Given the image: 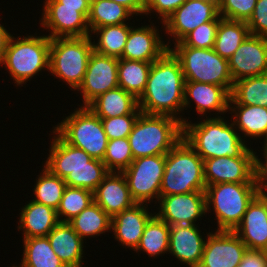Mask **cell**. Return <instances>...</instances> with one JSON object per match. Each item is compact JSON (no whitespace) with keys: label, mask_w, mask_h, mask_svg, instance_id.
<instances>
[{"label":"cell","mask_w":267,"mask_h":267,"mask_svg":"<svg viewBox=\"0 0 267 267\" xmlns=\"http://www.w3.org/2000/svg\"><path fill=\"white\" fill-rule=\"evenodd\" d=\"M184 84L181 63L168 49L152 62L145 89L138 98L139 109L146 114L175 117L183 125L188 121L180 115L184 112Z\"/></svg>","instance_id":"obj_1"},{"label":"cell","mask_w":267,"mask_h":267,"mask_svg":"<svg viewBox=\"0 0 267 267\" xmlns=\"http://www.w3.org/2000/svg\"><path fill=\"white\" fill-rule=\"evenodd\" d=\"M183 139L203 160L238 157L248 148L247 141L225 116L202 118L198 123L186 121Z\"/></svg>","instance_id":"obj_2"},{"label":"cell","mask_w":267,"mask_h":267,"mask_svg":"<svg viewBox=\"0 0 267 267\" xmlns=\"http://www.w3.org/2000/svg\"><path fill=\"white\" fill-rule=\"evenodd\" d=\"M181 139L183 125L169 115L140 113L128 136L134 159L166 155Z\"/></svg>","instance_id":"obj_3"},{"label":"cell","mask_w":267,"mask_h":267,"mask_svg":"<svg viewBox=\"0 0 267 267\" xmlns=\"http://www.w3.org/2000/svg\"><path fill=\"white\" fill-rule=\"evenodd\" d=\"M203 159L181 139L166 155L160 196L205 191Z\"/></svg>","instance_id":"obj_4"},{"label":"cell","mask_w":267,"mask_h":267,"mask_svg":"<svg viewBox=\"0 0 267 267\" xmlns=\"http://www.w3.org/2000/svg\"><path fill=\"white\" fill-rule=\"evenodd\" d=\"M51 38L47 35H12L0 66H5L16 86L31 80L43 70L49 72Z\"/></svg>","instance_id":"obj_5"},{"label":"cell","mask_w":267,"mask_h":267,"mask_svg":"<svg viewBox=\"0 0 267 267\" xmlns=\"http://www.w3.org/2000/svg\"><path fill=\"white\" fill-rule=\"evenodd\" d=\"M259 192L257 183L226 182L206 186V213H215L216 230L233 231L241 223L248 204Z\"/></svg>","instance_id":"obj_6"},{"label":"cell","mask_w":267,"mask_h":267,"mask_svg":"<svg viewBox=\"0 0 267 267\" xmlns=\"http://www.w3.org/2000/svg\"><path fill=\"white\" fill-rule=\"evenodd\" d=\"M93 36L51 39L49 73L76 91L84 79L91 53Z\"/></svg>","instance_id":"obj_7"},{"label":"cell","mask_w":267,"mask_h":267,"mask_svg":"<svg viewBox=\"0 0 267 267\" xmlns=\"http://www.w3.org/2000/svg\"><path fill=\"white\" fill-rule=\"evenodd\" d=\"M53 129L70 145L84 150L92 158L103 160L108 144L101 118L88 106H80Z\"/></svg>","instance_id":"obj_8"},{"label":"cell","mask_w":267,"mask_h":267,"mask_svg":"<svg viewBox=\"0 0 267 267\" xmlns=\"http://www.w3.org/2000/svg\"><path fill=\"white\" fill-rule=\"evenodd\" d=\"M169 49L179 59L185 81L223 86L231 93L234 81L228 60L217 54L213 48L174 46Z\"/></svg>","instance_id":"obj_9"},{"label":"cell","mask_w":267,"mask_h":267,"mask_svg":"<svg viewBox=\"0 0 267 267\" xmlns=\"http://www.w3.org/2000/svg\"><path fill=\"white\" fill-rule=\"evenodd\" d=\"M164 170L165 155H154L134 159L122 172L136 203L151 204L153 199L159 200Z\"/></svg>","instance_id":"obj_10"},{"label":"cell","mask_w":267,"mask_h":267,"mask_svg":"<svg viewBox=\"0 0 267 267\" xmlns=\"http://www.w3.org/2000/svg\"><path fill=\"white\" fill-rule=\"evenodd\" d=\"M40 26L51 39L58 37H84L90 35L87 23L90 7L64 6L57 0H45Z\"/></svg>","instance_id":"obj_11"},{"label":"cell","mask_w":267,"mask_h":267,"mask_svg":"<svg viewBox=\"0 0 267 267\" xmlns=\"http://www.w3.org/2000/svg\"><path fill=\"white\" fill-rule=\"evenodd\" d=\"M255 152L250 146L238 157H215L203 160L206 186L218 183H256Z\"/></svg>","instance_id":"obj_12"},{"label":"cell","mask_w":267,"mask_h":267,"mask_svg":"<svg viewBox=\"0 0 267 267\" xmlns=\"http://www.w3.org/2000/svg\"><path fill=\"white\" fill-rule=\"evenodd\" d=\"M220 17L217 3L208 0H186L163 22L161 28L164 27V34H169L174 43H179L199 25L219 21Z\"/></svg>","instance_id":"obj_13"},{"label":"cell","mask_w":267,"mask_h":267,"mask_svg":"<svg viewBox=\"0 0 267 267\" xmlns=\"http://www.w3.org/2000/svg\"><path fill=\"white\" fill-rule=\"evenodd\" d=\"M118 87V58L93 51L89 57L83 82L78 87L83 104L88 106L105 92Z\"/></svg>","instance_id":"obj_14"},{"label":"cell","mask_w":267,"mask_h":267,"mask_svg":"<svg viewBox=\"0 0 267 267\" xmlns=\"http://www.w3.org/2000/svg\"><path fill=\"white\" fill-rule=\"evenodd\" d=\"M158 204L159 211L154 214L170 226L196 225L198 219L207 215L205 191L160 196Z\"/></svg>","instance_id":"obj_15"},{"label":"cell","mask_w":267,"mask_h":267,"mask_svg":"<svg viewBox=\"0 0 267 267\" xmlns=\"http://www.w3.org/2000/svg\"><path fill=\"white\" fill-rule=\"evenodd\" d=\"M198 267H239L248 249L234 231L209 232Z\"/></svg>","instance_id":"obj_16"},{"label":"cell","mask_w":267,"mask_h":267,"mask_svg":"<svg viewBox=\"0 0 267 267\" xmlns=\"http://www.w3.org/2000/svg\"><path fill=\"white\" fill-rule=\"evenodd\" d=\"M233 81L267 74V38L249 35L228 60Z\"/></svg>","instance_id":"obj_17"},{"label":"cell","mask_w":267,"mask_h":267,"mask_svg":"<svg viewBox=\"0 0 267 267\" xmlns=\"http://www.w3.org/2000/svg\"><path fill=\"white\" fill-rule=\"evenodd\" d=\"M159 29L150 25L136 26L130 29L121 58L143 62H154L169 48L171 42H164ZM170 44V45H169Z\"/></svg>","instance_id":"obj_18"},{"label":"cell","mask_w":267,"mask_h":267,"mask_svg":"<svg viewBox=\"0 0 267 267\" xmlns=\"http://www.w3.org/2000/svg\"><path fill=\"white\" fill-rule=\"evenodd\" d=\"M250 250L267 248V194L259 192L248 204L241 223L233 230Z\"/></svg>","instance_id":"obj_19"},{"label":"cell","mask_w":267,"mask_h":267,"mask_svg":"<svg viewBox=\"0 0 267 267\" xmlns=\"http://www.w3.org/2000/svg\"><path fill=\"white\" fill-rule=\"evenodd\" d=\"M44 163L52 174L65 179L73 170L93 169V158L84 150L68 144L55 130Z\"/></svg>","instance_id":"obj_20"},{"label":"cell","mask_w":267,"mask_h":267,"mask_svg":"<svg viewBox=\"0 0 267 267\" xmlns=\"http://www.w3.org/2000/svg\"><path fill=\"white\" fill-rule=\"evenodd\" d=\"M191 99L196 104L194 107L198 115L209 117L207 114L213 111L216 112L215 117H221L220 115L224 116L228 112L230 92L219 85L185 81L184 110L190 109Z\"/></svg>","instance_id":"obj_21"},{"label":"cell","mask_w":267,"mask_h":267,"mask_svg":"<svg viewBox=\"0 0 267 267\" xmlns=\"http://www.w3.org/2000/svg\"><path fill=\"white\" fill-rule=\"evenodd\" d=\"M200 229L197 225L189 224L170 226L168 254L187 267H198L206 242V236L201 235Z\"/></svg>","instance_id":"obj_22"},{"label":"cell","mask_w":267,"mask_h":267,"mask_svg":"<svg viewBox=\"0 0 267 267\" xmlns=\"http://www.w3.org/2000/svg\"><path fill=\"white\" fill-rule=\"evenodd\" d=\"M148 205L136 203L129 209L111 217V232L123 247L136 250L143 235L144 227L154 212L148 211Z\"/></svg>","instance_id":"obj_23"},{"label":"cell","mask_w":267,"mask_h":267,"mask_svg":"<svg viewBox=\"0 0 267 267\" xmlns=\"http://www.w3.org/2000/svg\"><path fill=\"white\" fill-rule=\"evenodd\" d=\"M93 198L110 217L136 204L122 172H109L93 192Z\"/></svg>","instance_id":"obj_24"},{"label":"cell","mask_w":267,"mask_h":267,"mask_svg":"<svg viewBox=\"0 0 267 267\" xmlns=\"http://www.w3.org/2000/svg\"><path fill=\"white\" fill-rule=\"evenodd\" d=\"M53 251L67 267H82L84 240L68 222H59L47 235Z\"/></svg>","instance_id":"obj_25"},{"label":"cell","mask_w":267,"mask_h":267,"mask_svg":"<svg viewBox=\"0 0 267 267\" xmlns=\"http://www.w3.org/2000/svg\"><path fill=\"white\" fill-rule=\"evenodd\" d=\"M17 229L23 238L47 236L60 222L57 211L33 200L21 207Z\"/></svg>","instance_id":"obj_26"},{"label":"cell","mask_w":267,"mask_h":267,"mask_svg":"<svg viewBox=\"0 0 267 267\" xmlns=\"http://www.w3.org/2000/svg\"><path fill=\"white\" fill-rule=\"evenodd\" d=\"M88 108L99 118L141 113L138 99L119 86L99 95Z\"/></svg>","instance_id":"obj_27"},{"label":"cell","mask_w":267,"mask_h":267,"mask_svg":"<svg viewBox=\"0 0 267 267\" xmlns=\"http://www.w3.org/2000/svg\"><path fill=\"white\" fill-rule=\"evenodd\" d=\"M233 105V106H232ZM228 111L233 117L230 120L234 127L244 136L256 140H267V108L257 105L229 104ZM234 115H233V114Z\"/></svg>","instance_id":"obj_28"},{"label":"cell","mask_w":267,"mask_h":267,"mask_svg":"<svg viewBox=\"0 0 267 267\" xmlns=\"http://www.w3.org/2000/svg\"><path fill=\"white\" fill-rule=\"evenodd\" d=\"M249 35V27L245 21L220 17L213 50L224 59L229 60Z\"/></svg>","instance_id":"obj_29"},{"label":"cell","mask_w":267,"mask_h":267,"mask_svg":"<svg viewBox=\"0 0 267 267\" xmlns=\"http://www.w3.org/2000/svg\"><path fill=\"white\" fill-rule=\"evenodd\" d=\"M19 267H67L53 251L47 236L23 238Z\"/></svg>","instance_id":"obj_30"},{"label":"cell","mask_w":267,"mask_h":267,"mask_svg":"<svg viewBox=\"0 0 267 267\" xmlns=\"http://www.w3.org/2000/svg\"><path fill=\"white\" fill-rule=\"evenodd\" d=\"M68 223L83 240L111 231V217L95 202Z\"/></svg>","instance_id":"obj_31"},{"label":"cell","mask_w":267,"mask_h":267,"mask_svg":"<svg viewBox=\"0 0 267 267\" xmlns=\"http://www.w3.org/2000/svg\"><path fill=\"white\" fill-rule=\"evenodd\" d=\"M132 27L133 26L129 25L127 22L124 24H116L93 29L90 32V36L94 34L97 35L96 37L98 38L97 43L95 39H93V51L102 55L121 59L128 34Z\"/></svg>","instance_id":"obj_32"},{"label":"cell","mask_w":267,"mask_h":267,"mask_svg":"<svg viewBox=\"0 0 267 267\" xmlns=\"http://www.w3.org/2000/svg\"><path fill=\"white\" fill-rule=\"evenodd\" d=\"M229 104L257 105L267 108V74L235 81Z\"/></svg>","instance_id":"obj_33"},{"label":"cell","mask_w":267,"mask_h":267,"mask_svg":"<svg viewBox=\"0 0 267 267\" xmlns=\"http://www.w3.org/2000/svg\"><path fill=\"white\" fill-rule=\"evenodd\" d=\"M170 225L155 214L146 223L135 252H146L148 257L162 256L169 251Z\"/></svg>","instance_id":"obj_34"},{"label":"cell","mask_w":267,"mask_h":267,"mask_svg":"<svg viewBox=\"0 0 267 267\" xmlns=\"http://www.w3.org/2000/svg\"><path fill=\"white\" fill-rule=\"evenodd\" d=\"M132 17H134V14L121 4L111 0H93L90 2L87 23L91 32L99 27L124 24Z\"/></svg>","instance_id":"obj_35"},{"label":"cell","mask_w":267,"mask_h":267,"mask_svg":"<svg viewBox=\"0 0 267 267\" xmlns=\"http://www.w3.org/2000/svg\"><path fill=\"white\" fill-rule=\"evenodd\" d=\"M152 62L118 59V86L137 99L142 95Z\"/></svg>","instance_id":"obj_36"},{"label":"cell","mask_w":267,"mask_h":267,"mask_svg":"<svg viewBox=\"0 0 267 267\" xmlns=\"http://www.w3.org/2000/svg\"><path fill=\"white\" fill-rule=\"evenodd\" d=\"M42 172L38 175L33 194L35 202L58 209L61 198L66 187L64 179L52 174L46 167L42 166Z\"/></svg>","instance_id":"obj_37"},{"label":"cell","mask_w":267,"mask_h":267,"mask_svg":"<svg viewBox=\"0 0 267 267\" xmlns=\"http://www.w3.org/2000/svg\"><path fill=\"white\" fill-rule=\"evenodd\" d=\"M92 202H94L93 192L83 188L66 186L60 205L56 210L59 221H70L72 218L79 215Z\"/></svg>","instance_id":"obj_38"},{"label":"cell","mask_w":267,"mask_h":267,"mask_svg":"<svg viewBox=\"0 0 267 267\" xmlns=\"http://www.w3.org/2000/svg\"><path fill=\"white\" fill-rule=\"evenodd\" d=\"M109 173L102 160L93 158V169L73 170L64 179L66 186L77 187L94 192Z\"/></svg>","instance_id":"obj_39"},{"label":"cell","mask_w":267,"mask_h":267,"mask_svg":"<svg viewBox=\"0 0 267 267\" xmlns=\"http://www.w3.org/2000/svg\"><path fill=\"white\" fill-rule=\"evenodd\" d=\"M133 160L128 138L108 140L102 162L109 172H123Z\"/></svg>","instance_id":"obj_40"},{"label":"cell","mask_w":267,"mask_h":267,"mask_svg":"<svg viewBox=\"0 0 267 267\" xmlns=\"http://www.w3.org/2000/svg\"><path fill=\"white\" fill-rule=\"evenodd\" d=\"M219 21L206 22L190 32L181 42L174 46H189L194 48L211 49L214 47Z\"/></svg>","instance_id":"obj_41"},{"label":"cell","mask_w":267,"mask_h":267,"mask_svg":"<svg viewBox=\"0 0 267 267\" xmlns=\"http://www.w3.org/2000/svg\"><path fill=\"white\" fill-rule=\"evenodd\" d=\"M257 0H220L219 15L224 19L247 22L252 16Z\"/></svg>","instance_id":"obj_42"},{"label":"cell","mask_w":267,"mask_h":267,"mask_svg":"<svg viewBox=\"0 0 267 267\" xmlns=\"http://www.w3.org/2000/svg\"><path fill=\"white\" fill-rule=\"evenodd\" d=\"M139 115L128 114L118 117L101 118L108 140L128 138Z\"/></svg>","instance_id":"obj_43"},{"label":"cell","mask_w":267,"mask_h":267,"mask_svg":"<svg viewBox=\"0 0 267 267\" xmlns=\"http://www.w3.org/2000/svg\"><path fill=\"white\" fill-rule=\"evenodd\" d=\"M246 23L251 35L267 38V0H257L253 14Z\"/></svg>","instance_id":"obj_44"},{"label":"cell","mask_w":267,"mask_h":267,"mask_svg":"<svg viewBox=\"0 0 267 267\" xmlns=\"http://www.w3.org/2000/svg\"><path fill=\"white\" fill-rule=\"evenodd\" d=\"M186 0H147L146 8L144 15L147 17L151 13L156 12L155 14L158 19L161 20V24L177 9L179 8ZM158 13V14H157Z\"/></svg>","instance_id":"obj_45"},{"label":"cell","mask_w":267,"mask_h":267,"mask_svg":"<svg viewBox=\"0 0 267 267\" xmlns=\"http://www.w3.org/2000/svg\"><path fill=\"white\" fill-rule=\"evenodd\" d=\"M261 147L263 160L255 154V181L260 192L267 194V145L264 143Z\"/></svg>","instance_id":"obj_46"},{"label":"cell","mask_w":267,"mask_h":267,"mask_svg":"<svg viewBox=\"0 0 267 267\" xmlns=\"http://www.w3.org/2000/svg\"><path fill=\"white\" fill-rule=\"evenodd\" d=\"M239 267H267V256L263 250L247 249Z\"/></svg>","instance_id":"obj_47"},{"label":"cell","mask_w":267,"mask_h":267,"mask_svg":"<svg viewBox=\"0 0 267 267\" xmlns=\"http://www.w3.org/2000/svg\"><path fill=\"white\" fill-rule=\"evenodd\" d=\"M128 8L135 16L143 15L147 0H111Z\"/></svg>","instance_id":"obj_48"},{"label":"cell","mask_w":267,"mask_h":267,"mask_svg":"<svg viewBox=\"0 0 267 267\" xmlns=\"http://www.w3.org/2000/svg\"><path fill=\"white\" fill-rule=\"evenodd\" d=\"M13 34H11L5 27L4 24H0V63L3 60L9 41Z\"/></svg>","instance_id":"obj_49"},{"label":"cell","mask_w":267,"mask_h":267,"mask_svg":"<svg viewBox=\"0 0 267 267\" xmlns=\"http://www.w3.org/2000/svg\"><path fill=\"white\" fill-rule=\"evenodd\" d=\"M59 3H62L64 6L70 7H90L89 0H57Z\"/></svg>","instance_id":"obj_50"},{"label":"cell","mask_w":267,"mask_h":267,"mask_svg":"<svg viewBox=\"0 0 267 267\" xmlns=\"http://www.w3.org/2000/svg\"><path fill=\"white\" fill-rule=\"evenodd\" d=\"M208 1H212V2H215V3H217V4L220 3V0H208Z\"/></svg>","instance_id":"obj_51"}]
</instances>
